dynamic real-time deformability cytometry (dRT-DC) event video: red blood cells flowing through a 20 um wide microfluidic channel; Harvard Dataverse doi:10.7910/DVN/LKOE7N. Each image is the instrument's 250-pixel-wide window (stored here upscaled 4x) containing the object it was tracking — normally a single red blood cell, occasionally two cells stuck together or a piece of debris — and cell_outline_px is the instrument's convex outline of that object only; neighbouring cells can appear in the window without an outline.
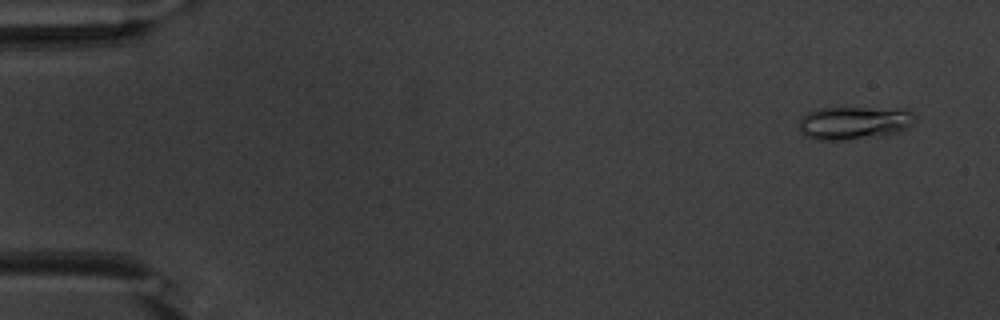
{"species": "common noctule bat (a hibernating species)", "species_latin": "Nyctalus noctula", "temperature_condition": "warm", "stored_images_in_passage": 12, "camera_frame_rate_fps": 3000, "um_per_image_px": 0.085, "animal": {"sex": "male", "body_mass_g": 20.1, "forearm_length_mm": 53.5}, "frame": {"image": 1, "passage_image": 4, "time_ms": 1.0, "image_size_px": [1000, 320], "cell_outline_px": [[916, 116], [912, 124], [908, 128], [900, 132], [884, 136], [844, 140], [820, 140], [804, 136], [800, 132], [800, 120], [808, 112], [820, 108], [904, 108], [912, 112]], "centroid_in_image_um": [72.66, 10.45], "position_along_channel_um": 12.3, "area_um2": 22.66}}